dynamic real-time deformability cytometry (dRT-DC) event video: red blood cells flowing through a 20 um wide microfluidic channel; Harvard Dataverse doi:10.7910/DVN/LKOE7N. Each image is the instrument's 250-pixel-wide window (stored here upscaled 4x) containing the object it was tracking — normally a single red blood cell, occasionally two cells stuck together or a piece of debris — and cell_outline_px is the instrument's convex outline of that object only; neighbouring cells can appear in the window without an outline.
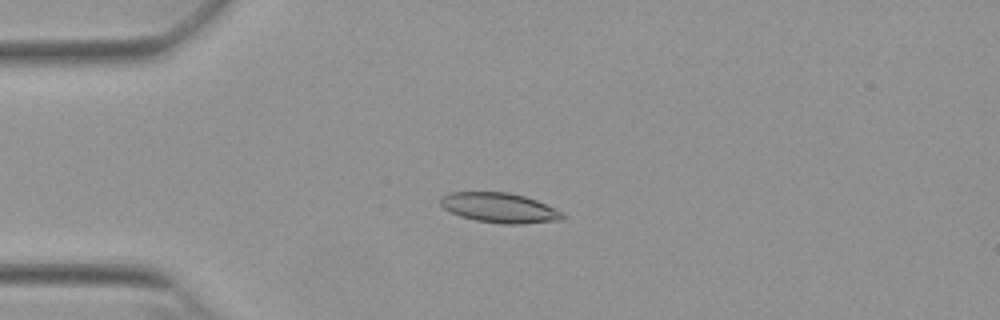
{"species": "Egyptian fruit bat (a non-hibernating species)", "species_latin": "Rousettus aegyptiacus", "temperature_condition": "warm", "stored_images_in_passage": 42, "camera_frame_rate_fps": 3000, "um_per_image_px": 0.085, "animal": {"sex": "female"}, "frame": {"image": 1, "passage_image": 8, "time_ms": 2.333, "image_size_px": [1000, 320], "cell_outline_px": [[564, 216], [560, 220], [524, 224], [504, 224], [476, 220], [460, 216], [444, 208], [440, 204], [440, 196], [448, 192], [508, 192], [524, 196], [536, 200], [556, 208], [564, 212]], "centroid_in_image_um": [42.46, 17.66], "position_along_channel_um": 42.5, "area_um2": 21.33}}
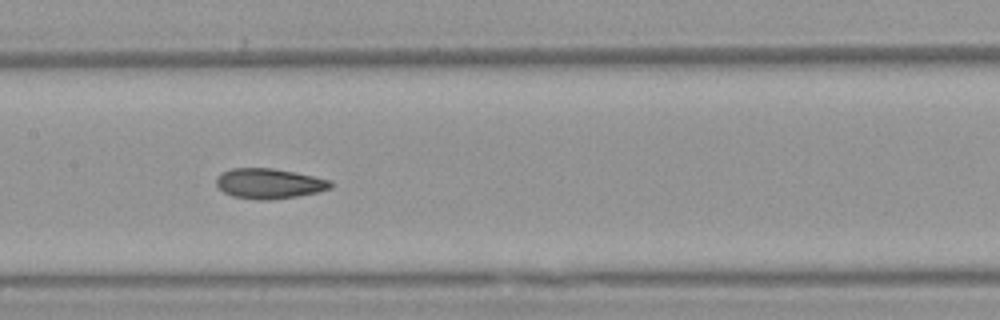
{"frame": {"image": 2, "passage_image": 21, "time_ms": 6.667, "image_size_px": [1000, 320], "cell_outline_px": [[332, 188], [300, 196], [272, 200], [256, 200], [232, 196], [224, 192], [216, 184], [216, 176], [220, 172], [232, 168], [272, 168], [332, 180]], "centroid_in_image_um": [22.85, 15.61], "position_along_channel_um": 184.5, "area_um2": 20.23}}
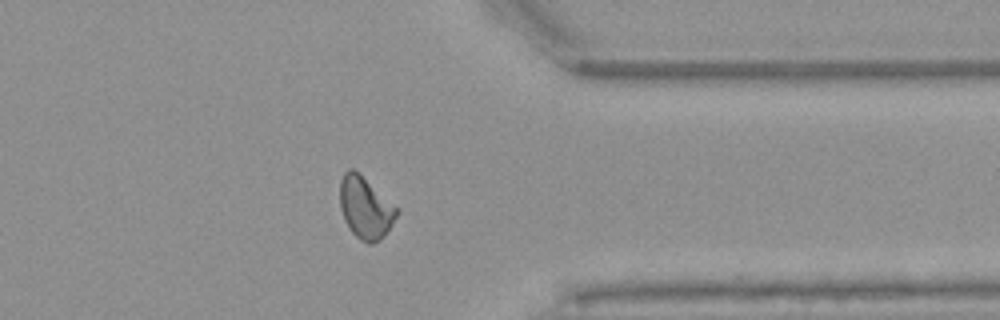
{"frame": {"image": 3, "passage_image": 37, "time_ms": 12.0, "image_size_px": [1000, 320], "cell_outline_px": [[400, 208], [396, 216], [384, 236], [380, 240], [372, 244], [368, 244], [360, 240], [352, 232], [344, 220], [340, 208], [340, 180], [344, 172], [348, 168], [352, 168]], "centroid_in_image_um": [31.05, 17.66], "position_along_channel_um": 380.3, "area_um2": 20.46}, "authors_computed_cell_mechanics": {"area_um2": 20.1722, "velocity_mm_per_s": 3.8381, "shape_relaxation_time_tau1_ms": 7.1324, "shape_relaxation_time_tau2_ms": 1.7701, "deformation_change_tau1": 0.1739, "deformation_change_tau2": 0.0697}}